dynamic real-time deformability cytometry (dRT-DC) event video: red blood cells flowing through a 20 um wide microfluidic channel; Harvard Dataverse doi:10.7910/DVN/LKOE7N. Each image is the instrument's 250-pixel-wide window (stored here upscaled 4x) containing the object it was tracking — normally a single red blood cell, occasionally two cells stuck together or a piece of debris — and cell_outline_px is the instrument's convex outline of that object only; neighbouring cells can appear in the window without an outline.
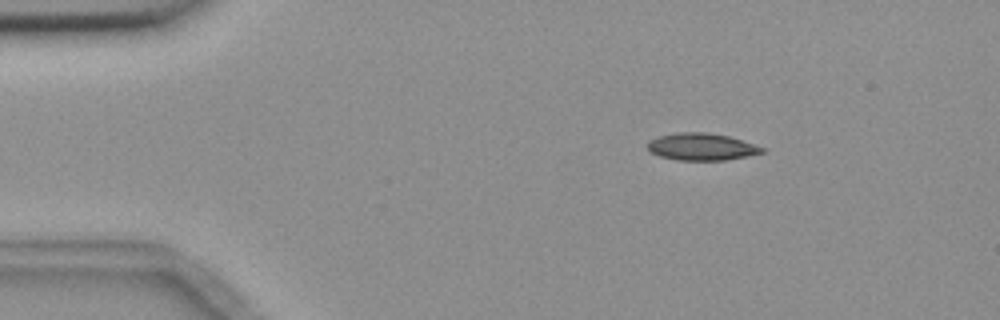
{"species": "common noctule bat (a hibernating species)", "species_latin": "Nyctalus noctula", "temperature_condition": "room temperature", "stored_images_in_passage": 4, "camera_frame_rate_fps": 3000, "um_per_image_px": 0.085, "animal": {"sex": "female", "body_mass_g": 18.4}, "frame": {"image": 1, "passage_image": 2, "time_ms": 1.0, "image_size_px": [1000, 320], "cell_outline_px": [[768, 148], [764, 152], [748, 156], [728, 160], [676, 160], [660, 156], [648, 152], [648, 140], [656, 136], [676, 132], [708, 132], [728, 136]], "centroid_in_image_um": [59.63, 12.47], "position_along_channel_um": 25.4, "area_um2": 18.44}}